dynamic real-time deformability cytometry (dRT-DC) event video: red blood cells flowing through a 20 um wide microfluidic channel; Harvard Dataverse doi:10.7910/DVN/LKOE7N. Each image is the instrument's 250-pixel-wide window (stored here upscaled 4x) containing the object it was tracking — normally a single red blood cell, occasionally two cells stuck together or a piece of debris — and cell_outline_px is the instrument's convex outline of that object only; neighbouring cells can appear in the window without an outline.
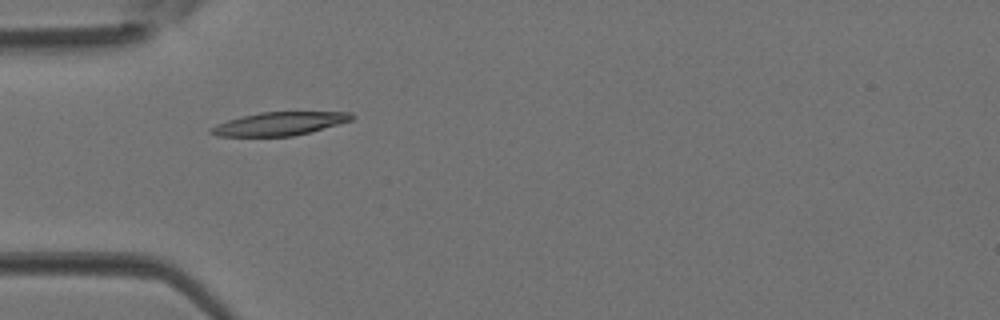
{"species": "Egyptian fruit bat (a non-hibernating species)", "species_latin": "Rousettus aegyptiacus", "temperature_condition": "room temperature", "stored_images_in_passage": 5, "camera_frame_rate_fps": 3000, "um_per_image_px": 0.085, "animal": {"sex": "female"}, "frame": {"image": 1, "passage_image": 4, "time_ms": 1.0, "image_size_px": [1000, 320], "cell_outline_px": [[356, 116], [352, 120], [308, 132], [292, 136], [216, 136], [208, 132], [208, 128], [228, 120], [260, 112], [352, 112]], "centroid_in_image_um": [23.74, 10.51], "position_along_channel_um": 61.3, "area_um2": 18.9}}
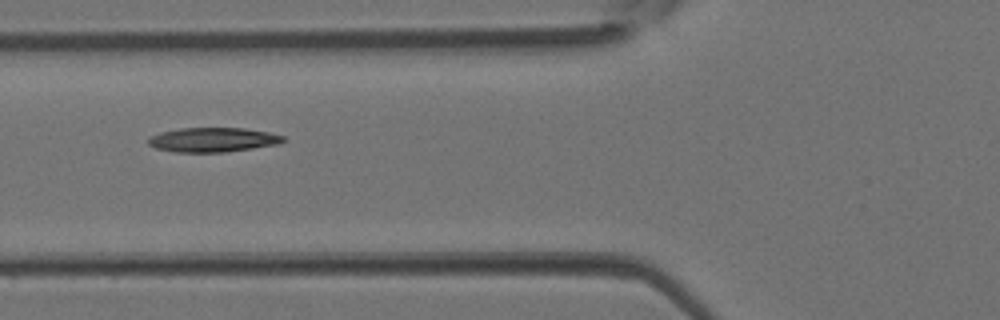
{"frame": {"image": 2, "passage_image": 5, "time_ms": 1.333, "image_size_px": [1000, 320], "cell_outline_px": [[284, 140], [280, 144], [224, 152], [176, 152], [156, 148], [148, 144], [148, 136], [160, 132], [180, 128], [244, 128], [268, 132], [284, 136]], "centroid_in_image_um": [18.07, 11.87], "position_along_channel_um": 107.7, "area_um2": 19.19}}